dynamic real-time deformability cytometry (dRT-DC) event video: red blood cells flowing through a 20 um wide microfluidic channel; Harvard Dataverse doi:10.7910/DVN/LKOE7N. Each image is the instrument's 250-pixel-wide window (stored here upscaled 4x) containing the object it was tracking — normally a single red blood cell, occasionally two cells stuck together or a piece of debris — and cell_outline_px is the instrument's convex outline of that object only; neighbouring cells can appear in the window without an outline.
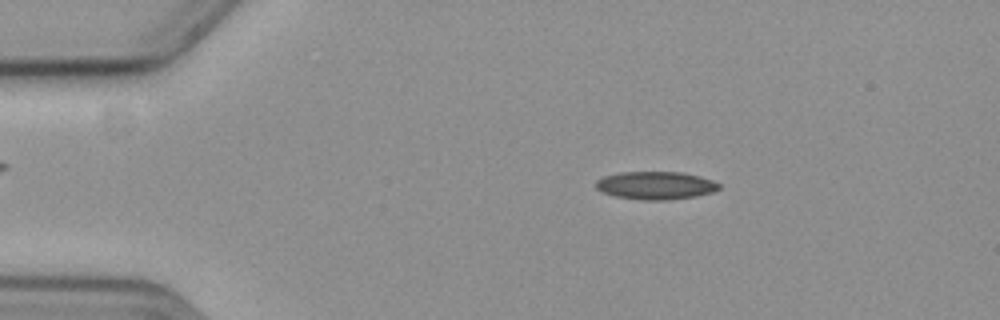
{"species": "common noctule bat (a hibernating species)", "species_latin": "Nyctalus noctula", "temperature_condition": "cold", "stored_images_in_passage": 57, "camera_frame_rate_fps": 3000, "um_per_image_px": 0.085, "animal": {"sex": "female", "body_mass_g": 19.3, "forearm_length_mm": 54.1}, "frame": {"image": 1, "passage_image": 10, "time_ms": 3.0, "image_size_px": [1000, 320], "cell_outline_px": [[720, 188], [712, 192], [696, 196], [668, 200], [644, 200], [616, 196], [604, 192], [596, 188], [596, 180], [604, 176], [620, 172], [684, 172], [700, 176], [712, 180], [720, 184]], "centroid_in_image_um": [55.75, 15.75], "position_along_channel_um": 29.2, "area_um2": 20.0}}
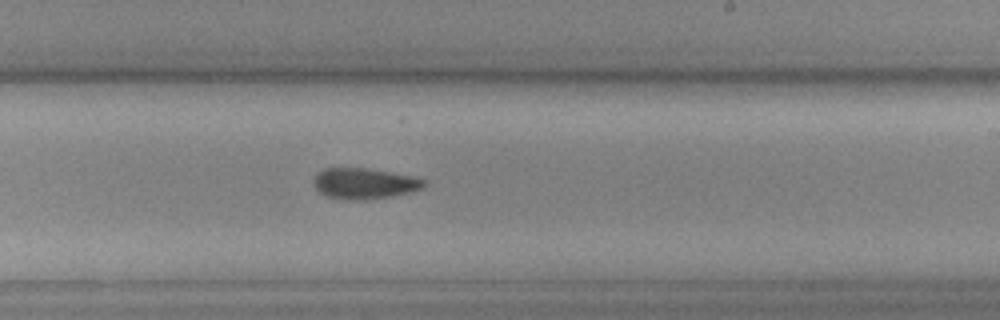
{"frame": {"image": 2, "passage_image": 34, "time_ms": 11.0, "image_size_px": [1000, 320], "cell_outline_px": [[428, 184], [424, 188], [392, 196], [328, 196], [320, 192], [312, 184], [312, 180], [324, 168], [364, 168], [416, 176], [428, 180]], "centroid_in_image_um": [31.06, 15.52], "position_along_channel_um": 257.9, "area_um2": 18.79}}
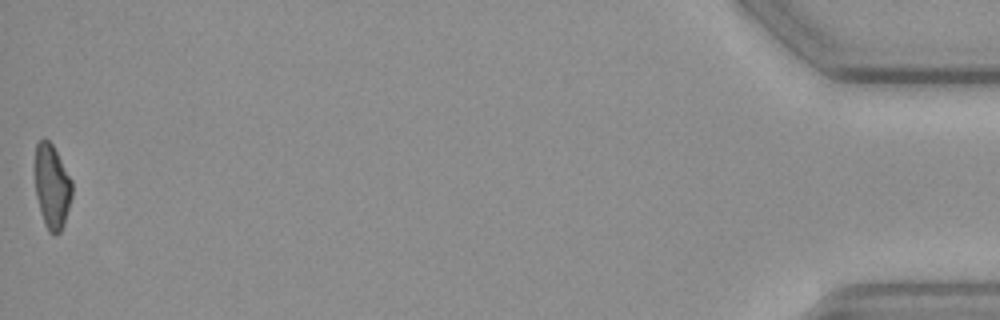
{"frame": {"image": 3, "passage_image": 57, "time_ms": 18.667, "image_size_px": [1000, 320], "cell_outline_px": [[72, 196], [64, 224], [60, 232], [56, 236], [52, 236], [48, 232], [44, 224], [40, 212], [36, 196], [36, 144], [44, 136], [52, 144], [72, 180]], "centroid_in_image_um": [4.43, 15.9], "position_along_channel_um": 430.8, "area_um2": 18.26}}